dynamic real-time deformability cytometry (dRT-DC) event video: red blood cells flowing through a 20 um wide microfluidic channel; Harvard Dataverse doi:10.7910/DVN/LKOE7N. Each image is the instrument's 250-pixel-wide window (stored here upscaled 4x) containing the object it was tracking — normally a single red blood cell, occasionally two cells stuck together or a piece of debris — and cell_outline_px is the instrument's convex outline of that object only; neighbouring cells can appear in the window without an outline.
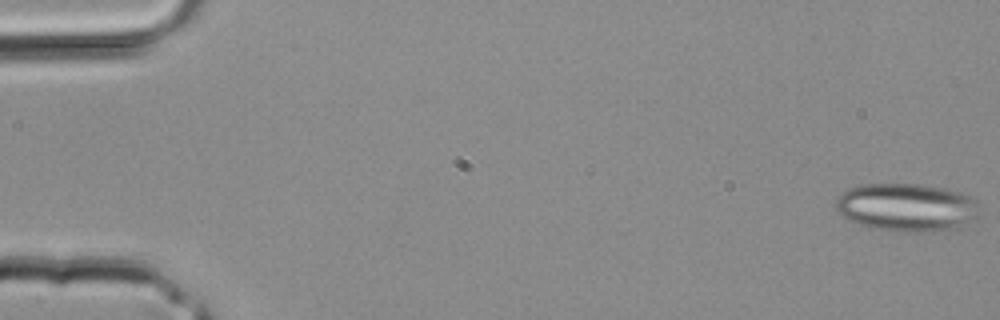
{"species": "common noctule bat (a hibernating species)", "species_latin": "Nyctalus noctula", "temperature_condition": "room temperature", "stored_images_in_passage": 3, "camera_frame_rate_fps": 3000, "um_per_image_px": 0.085, "animal": {"sex": "male", "body_mass_g": 20.4}, "frame": {"image": 1, "passage_image": 1, "time_ms": 0.0, "image_size_px": [1000, 320], "cell_outline_px": [[980, 216], [956, 228], [920, 232], [896, 232], [872, 228], [860, 224], [844, 216], [836, 208], [836, 200], [848, 188], [864, 184], [920, 184], [948, 188], [976, 196]], "centroid_in_image_um": [77.15, 17.61], "position_along_channel_um": 7.9, "area_um2": 40.52}}